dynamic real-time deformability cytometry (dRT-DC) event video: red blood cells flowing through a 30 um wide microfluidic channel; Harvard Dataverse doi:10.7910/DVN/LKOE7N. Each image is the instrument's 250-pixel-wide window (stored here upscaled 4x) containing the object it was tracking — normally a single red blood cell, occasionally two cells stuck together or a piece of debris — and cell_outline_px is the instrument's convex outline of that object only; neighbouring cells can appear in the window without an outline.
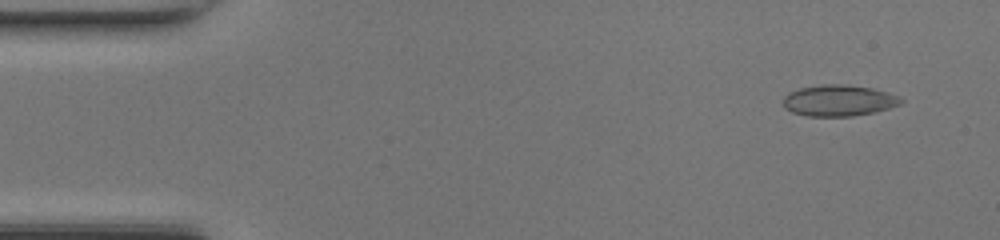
{"species": "common noctule bat (a hibernating species)", "species_latin": "Nyctalus noctula", "temperature_condition": "room temperature", "stored_images_in_passage": 48, "camera_frame_rate_fps": 3000, "um_per_image_px": 0.085, "animal": {"sex": "female", "body_mass_g": 17.0, "forearm_length_mm": 48.0}, "frame": {"image": 1, "passage_image": 4, "time_ms": 1.0, "image_size_px": [1000, 240], "cell_outline_px": [[904, 100], [900, 104], [888, 108], [872, 112], [852, 116], [808, 116], [792, 112], [784, 108], [784, 96], [788, 92], [800, 88], [820, 84], [844, 84], [872, 88], [900, 96]], "centroid_in_image_um": [71.27, 8.53], "position_along_channel_um": 13.7, "area_um2": 21.39}}
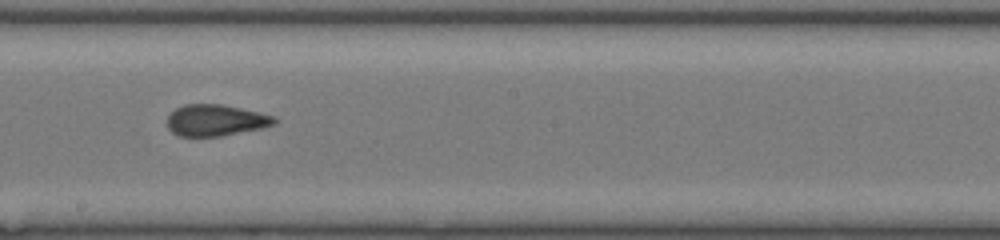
{"frame": {"image": 2, "passage_image": 27, "time_ms": 8.667, "image_size_px": [1000, 240], "cell_outline_px": [[280, 120], [276, 124], [260, 128], [220, 136], [180, 136], [172, 132], [168, 128], [168, 116], [176, 108], [184, 104], [220, 104], [240, 108], [276, 116]], "centroid_in_image_um": [18.36, 10.22], "position_along_channel_um": 229.8, "area_um2": 19.54}}
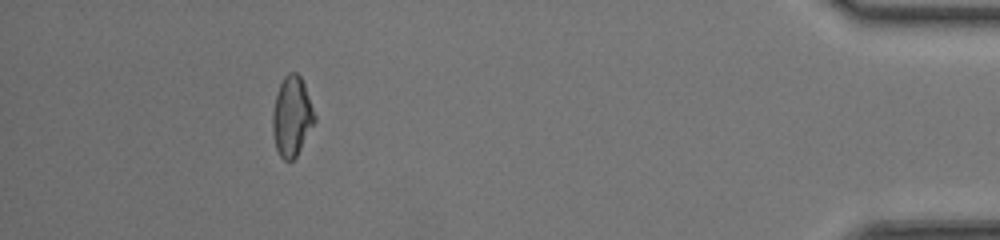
{"frame": {"image": 3, "passage_image": 44, "time_ms": 14.333, "image_size_px": [1000, 240], "cell_outline_px": [[316, 120], [296, 156], [292, 160], [284, 160], [280, 156], [276, 148], [272, 132], [272, 112], [276, 92], [284, 76], [288, 72], [296, 72], [300, 76], [304, 84], [316, 116]], "centroid_in_image_um": [24.79, 9.87], "position_along_channel_um": 410.4, "area_um2": 19.54}, "authors_computed_cell_mechanics": {"area_um2": 20.0566, "velocity_mm_per_s": 4.3251, "shape_relaxation_time_tau1_ms": null, "shape_relaxation_time_tau2_ms": 1.2807, "deformation_change_tau1": null, "deformation_change_tau2": 0.0667}}